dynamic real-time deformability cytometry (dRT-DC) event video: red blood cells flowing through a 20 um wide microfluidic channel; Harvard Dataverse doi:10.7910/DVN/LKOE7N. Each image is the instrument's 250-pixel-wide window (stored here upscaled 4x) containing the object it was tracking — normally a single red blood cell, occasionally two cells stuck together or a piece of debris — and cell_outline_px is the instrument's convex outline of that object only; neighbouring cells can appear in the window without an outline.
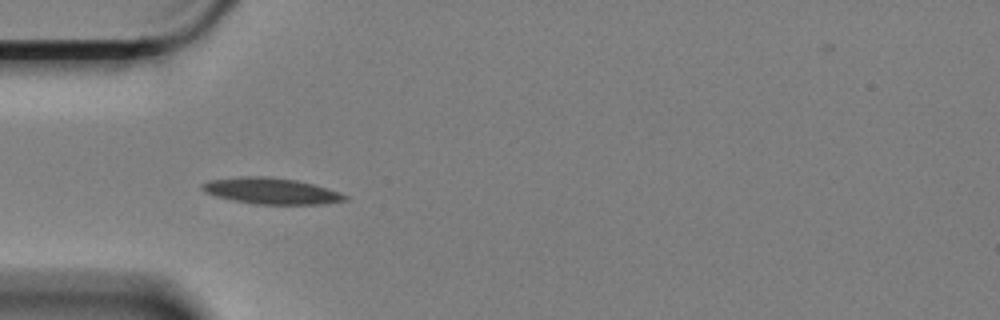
{"species": "Egyptian fruit bat (a non-hibernating species)", "species_latin": "Rousettus aegyptiacus", "temperature_condition": "cold", "stored_images_in_passage": 4, "camera_frame_rate_fps": 3000, "um_per_image_px": 0.085, "animal": {"sex": "female"}, "frame": {"image": 1, "passage_image": 4, "time_ms": 1.0, "image_size_px": [1000, 320], "cell_outline_px": [[348, 200], [324, 204], [256, 204], [216, 196], [204, 192], [200, 188], [200, 184], [208, 180], [244, 176], [264, 176], [296, 180], [312, 184], [340, 192], [348, 196]], "centroid_in_image_um": [23.04, 16.23], "position_along_channel_um": 62.0, "area_um2": 21.68}}